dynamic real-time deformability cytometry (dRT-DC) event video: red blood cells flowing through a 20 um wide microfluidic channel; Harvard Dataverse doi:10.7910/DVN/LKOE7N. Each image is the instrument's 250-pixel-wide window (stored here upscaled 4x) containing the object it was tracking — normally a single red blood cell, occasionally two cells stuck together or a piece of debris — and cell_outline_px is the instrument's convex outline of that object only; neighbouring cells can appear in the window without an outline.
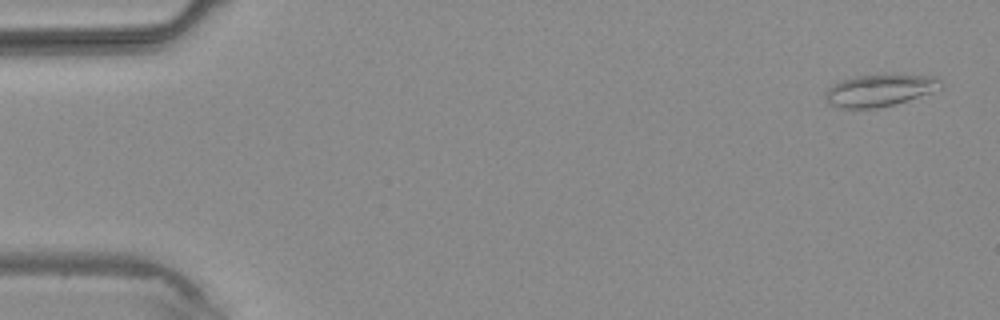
{"species": "common noctule bat (a hibernating species)", "species_latin": "Nyctalus noctula", "temperature_condition": "warm", "stored_images_in_passage": 5, "camera_frame_rate_fps": 3000, "um_per_image_px": 0.085, "animal": {"sex": "male", "body_mass_g": 20.4}, "frame": {"image": 1, "passage_image": 1, "time_ms": 0.0, "image_size_px": [1000, 320], "cell_outline_px": [[944, 84], [940, 88], [908, 100], [876, 108], [840, 108], [828, 104], [824, 100], [824, 92], [832, 84], [840, 80], [856, 76], [884, 72], [940, 76], [944, 80]], "centroid_in_image_um": [74.78, 7.62], "position_along_channel_um": 10.2, "area_um2": 22.48}}